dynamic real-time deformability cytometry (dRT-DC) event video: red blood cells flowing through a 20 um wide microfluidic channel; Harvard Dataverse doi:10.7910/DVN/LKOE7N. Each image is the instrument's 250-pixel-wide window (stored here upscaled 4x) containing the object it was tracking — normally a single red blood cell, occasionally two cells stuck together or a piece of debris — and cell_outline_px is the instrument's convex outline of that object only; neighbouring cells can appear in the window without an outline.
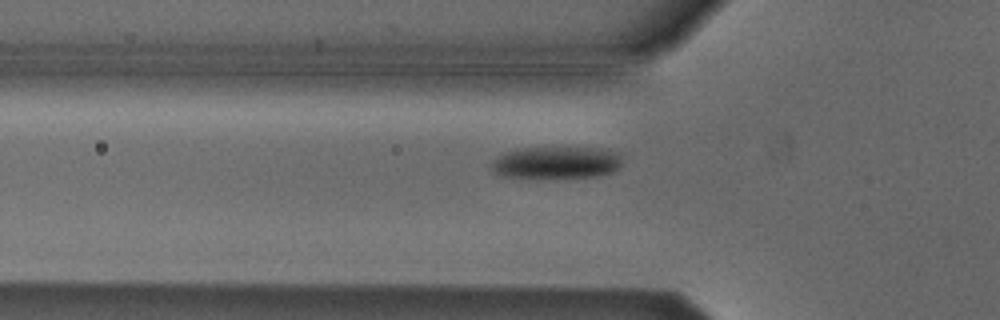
{"species": "Egyptian fruit bat (a non-hibernating species)", "species_latin": "Rousettus aegyptiacus", "temperature_condition": "cold", "stored_images_in_passage": 39, "camera_frame_rate_fps": 3000, "um_per_image_px": 0.085, "animal": {"sex": "male"}, "frame": {"image": 1, "passage_image": 5, "time_ms": 1.333, "image_size_px": [1000, 320], "cell_outline_px": [[620, 164], [612, 172], [596, 176], [500, 176], [492, 172], [492, 160], [496, 156], [504, 152], [524, 148], [564, 144], [604, 148], [616, 152], [620, 156]], "centroid_in_image_um": [47.28, 13.73], "position_along_channel_um": 78.5, "area_um2": 24.97}}
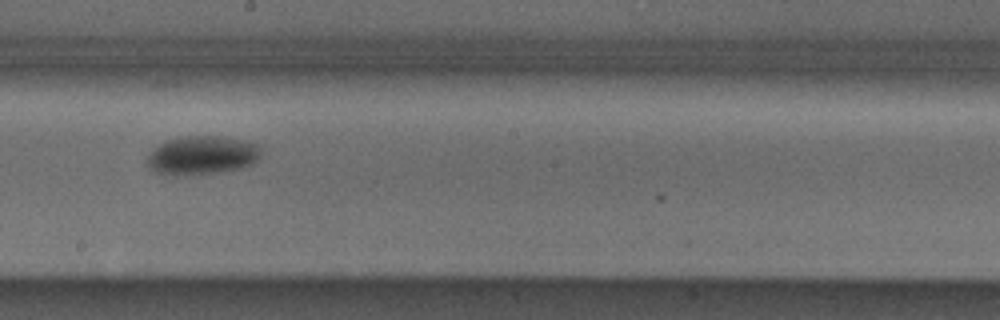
{"frame": {"image": 2, "passage_image": 17, "time_ms": 5.333, "image_size_px": [1000, 320], "cell_outline_px": [[260, 152], [256, 160], [252, 164], [240, 168], [184, 176], [176, 176], [156, 172], [148, 168], [148, 156], [152, 148], [164, 140], [180, 136], [220, 136], [260, 144]], "centroid_in_image_um": [17.11, 13.19], "position_along_channel_um": 231.1, "area_um2": 25.72}}
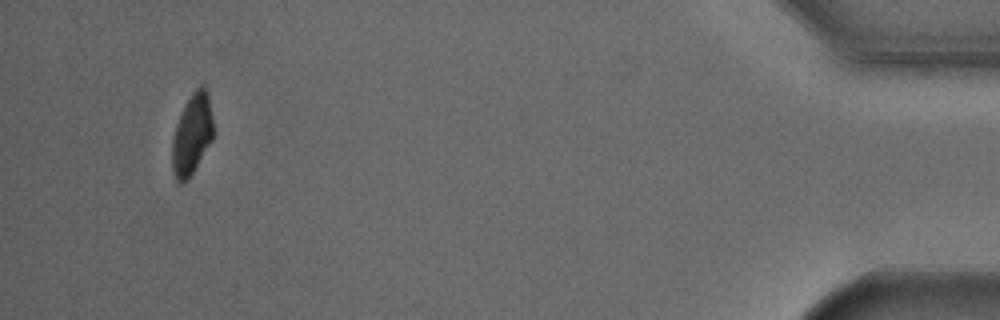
{"frame": {"image": 3, "passage_image": 38, "time_ms": 12.333, "image_size_px": [1000, 320], "cell_outline_px": [[212, 140], [188, 180], [180, 184], [176, 180], [172, 168], [172, 140], [176, 124], [184, 104], [192, 92], [200, 84], [208, 92], [212, 120]], "centroid_in_image_um": [16.3, 11.42], "position_along_channel_um": 418.9, "area_um2": 19.25}}